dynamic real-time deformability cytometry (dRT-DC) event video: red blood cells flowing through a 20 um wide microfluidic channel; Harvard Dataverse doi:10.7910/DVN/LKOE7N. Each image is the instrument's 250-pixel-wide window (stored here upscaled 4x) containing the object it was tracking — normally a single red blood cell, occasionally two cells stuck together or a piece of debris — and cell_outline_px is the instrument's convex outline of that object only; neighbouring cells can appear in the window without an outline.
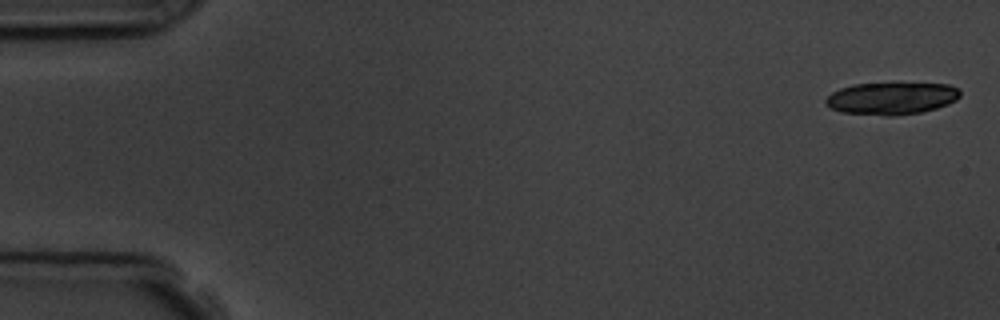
{"species": "common noctule bat (a hibernating species)", "species_latin": "Nyctalus noctula", "temperature_condition": "room temperature", "stored_images_in_passage": 5, "segment_of_instrument_passage": [2, 2], "camera_frame_rate_fps": 3000, "um_per_image_px": 0.085, "animal": {"sex": "male", "body_mass_g": 19.5, "forearm_length_mm": 54.6}, "frame": {"image": 1, "passage_image": 5, "time_ms": 5.333, "image_size_px": [1000, 320], "cell_outline_px": [[960, 96], [956, 100], [948, 104], [936, 108], [920, 112], [896, 116], [884, 116], [840, 112], [828, 108], [824, 104], [824, 100], [832, 92], [840, 88], [852, 84], [948, 84], [960, 88]], "centroid_in_image_um": [75.74, 8.38], "position_along_channel_um": 9.3, "area_um2": 25.37}}